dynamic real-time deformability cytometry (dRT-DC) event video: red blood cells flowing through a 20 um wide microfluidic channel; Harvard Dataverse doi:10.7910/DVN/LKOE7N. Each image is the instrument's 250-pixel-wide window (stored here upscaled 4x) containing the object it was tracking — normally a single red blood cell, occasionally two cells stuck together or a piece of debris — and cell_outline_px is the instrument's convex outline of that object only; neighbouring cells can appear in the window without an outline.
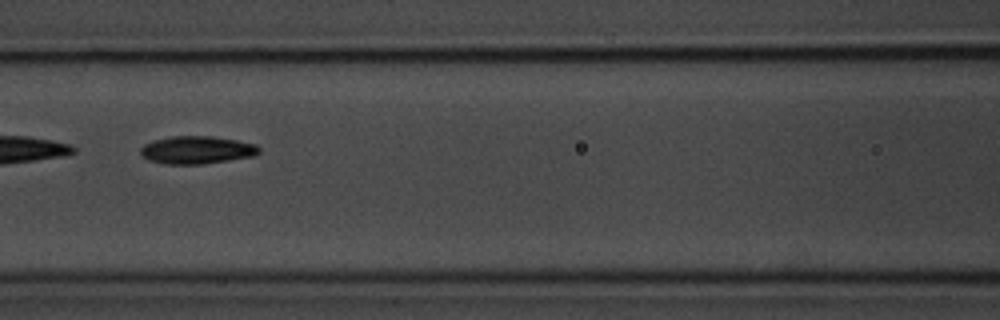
{"species": "common noctule bat (a hibernating species)", "species_latin": "Nyctalus noctula", "temperature_condition": "room temperature", "stored_images_in_passage": 6, "camera_frame_rate_fps": 3000, "um_per_image_px": 0.085, "animal": {"sex": "male", "body_mass_g": 20.1, "forearm_length_mm": 53.5}, "frame": {"image": 1, "passage_image": 4, "time_ms": 3.333, "image_size_px": [1000, 320], "cell_outline_px": [[260, 152], [256, 156], [200, 164], [164, 164], [148, 160], [140, 152], [140, 148], [144, 144], [152, 140], [172, 136], [212, 136], [236, 140], [256, 144], [260, 148]], "centroid_in_image_um": [16.73, 12.74], "position_along_channel_um": 149.9, "area_um2": 19.25}}
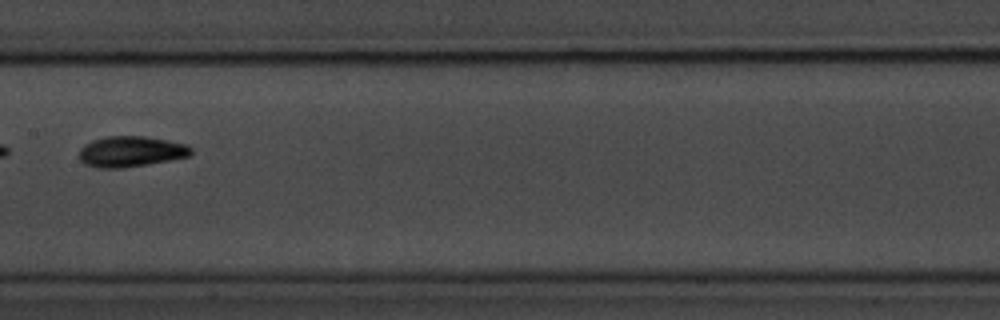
{"frame": {"image": 2, "passage_image": 5, "time_ms": 4.667, "image_size_px": [1000, 320], "cell_outline_px": [[192, 152], [188, 156], [148, 164], [124, 168], [96, 168], [84, 164], [80, 160], [80, 148], [84, 144], [92, 140], [104, 136], [144, 136], [168, 140], [188, 144], [192, 148]], "centroid_in_image_um": [11.1, 12.87], "position_along_channel_um": 196.3, "area_um2": 20.17}}
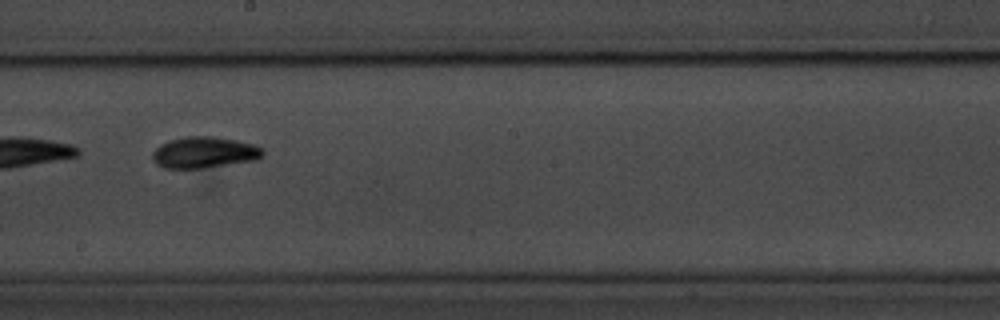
{"frame": {"image": 3, "passage_image": 6, "time_ms": 5.667, "image_size_px": [1000, 320], "cell_outline_px": [[264, 156], [256, 160], [204, 168], [164, 168], [156, 164], [152, 160], [152, 152], [160, 144], [168, 140], [184, 136], [212, 136], [236, 140], [256, 144], [264, 148]], "centroid_in_image_um": [17.38, 12.95], "position_along_channel_um": 230.8, "area_um2": 20.46}}